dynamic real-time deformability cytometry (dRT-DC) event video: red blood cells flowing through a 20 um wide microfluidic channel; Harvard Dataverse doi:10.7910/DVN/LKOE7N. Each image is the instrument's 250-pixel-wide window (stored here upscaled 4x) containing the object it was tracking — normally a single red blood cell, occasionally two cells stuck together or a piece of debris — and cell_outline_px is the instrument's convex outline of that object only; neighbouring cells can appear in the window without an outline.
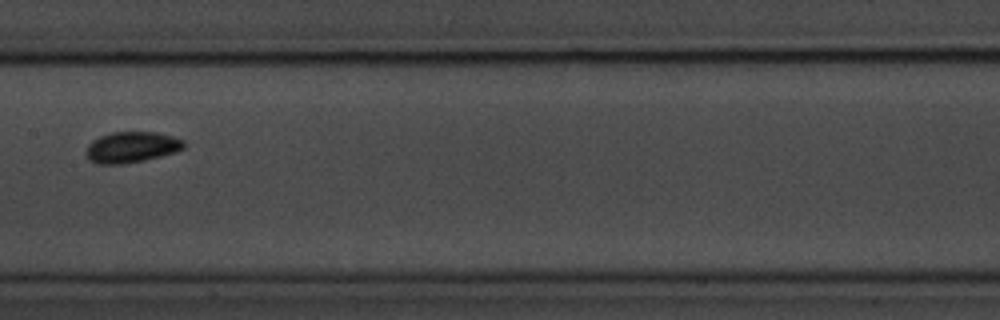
{"species": "common noctule bat (a hibernating species)", "species_latin": "Nyctalus noctula", "temperature_condition": "room temperature", "stored_images_in_passage": 14, "camera_frame_rate_fps": 3000, "um_per_image_px": 0.085, "animal": {"sex": "male", "body_mass_g": 20.1, "forearm_length_mm": 53.5}, "frame": {"image": 1, "passage_image": 7, "time_ms": 8.0, "image_size_px": [1000, 320], "cell_outline_px": [[184, 148], [176, 152], [144, 160], [120, 164], [96, 164], [88, 160], [84, 152], [88, 144], [92, 140], [100, 136], [112, 132], [156, 132], [172, 136], [184, 140]], "centroid_in_image_um": [11.14, 12.51], "position_along_channel_um": 196.3, "area_um2": 17.74}}
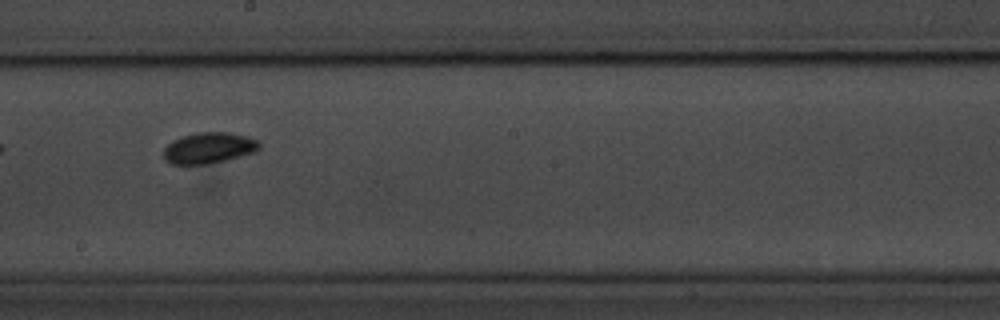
{"frame": {"image": 2, "passage_image": 8, "time_ms": 9.0, "image_size_px": [1000, 320], "cell_outline_px": [[260, 148], [256, 152], [228, 160], [208, 164], [172, 164], [164, 160], [164, 148], [172, 140], [184, 136], [200, 132], [228, 132], [248, 136], [260, 140]], "centroid_in_image_um": [17.8, 12.58], "position_along_channel_um": 230.4, "area_um2": 17.51}, "authors_computed_cell_mechanics": {"area_um2": 16.2418, "velocity_mm_per_s": 3.4452, "shape_relaxation_time_tau1_ms": 1.0365, "shape_relaxation_time_tau2_ms": null, "deformation_change_tau1": 0.0682, "deformation_change_tau2": null}}